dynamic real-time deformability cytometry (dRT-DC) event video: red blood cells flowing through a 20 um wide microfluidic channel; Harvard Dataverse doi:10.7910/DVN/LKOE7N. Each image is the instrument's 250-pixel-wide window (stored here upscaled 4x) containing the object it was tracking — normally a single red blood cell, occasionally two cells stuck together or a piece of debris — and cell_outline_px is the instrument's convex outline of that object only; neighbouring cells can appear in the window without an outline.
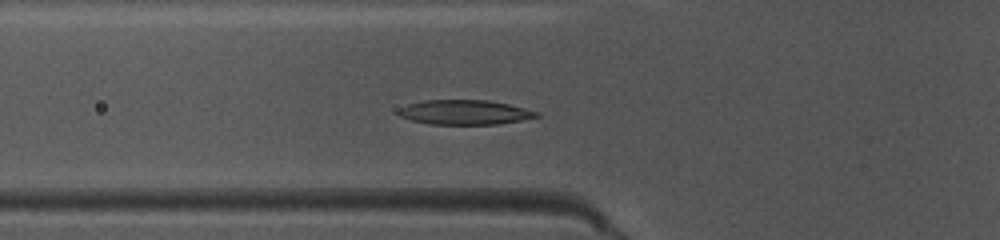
{"species": "common noctule bat (a hibernating species)", "species_latin": "Nyctalus noctula", "temperature_condition": "warm", "stored_images_in_passage": 36, "camera_frame_rate_fps": 3000, "um_per_image_px": 0.085, "animal": {"sex": "female", "body_mass_g": 10.0, "forearm_length_mm": 53.1}, "frame": {"image": 1, "passage_image": 3, "time_ms": 0.667, "image_size_px": [1000, 240], "cell_outline_px": [[540, 116], [520, 120], [496, 124], [428, 124], [412, 120], [400, 116], [396, 112], [400, 108], [408, 104], [424, 100], [488, 100], [508, 104], [540, 112]], "centroid_in_image_um": [39.49, 9.54], "position_along_channel_um": 86.3, "area_um2": 19.71}}
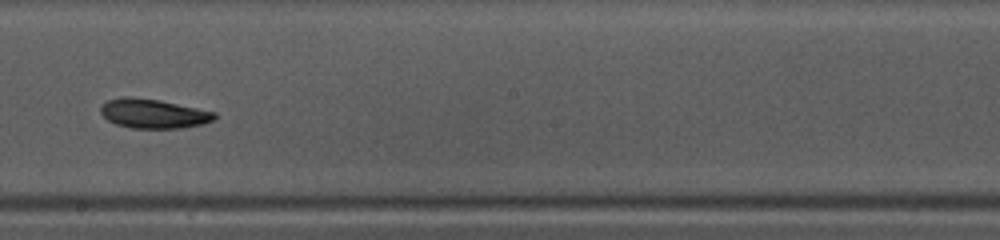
{"frame": {"image": 2, "passage_image": 14, "time_ms": 4.333, "image_size_px": [1000, 240], "cell_outline_px": [[216, 116], [212, 120], [204, 124], [180, 128], [132, 128], [116, 124], [108, 120], [100, 112], [100, 108], [108, 100], [124, 96], [128, 96], [160, 100], [216, 112]], "centroid_in_image_um": [13.04, 9.65], "position_along_channel_um": 235.2, "area_um2": 19.36}}
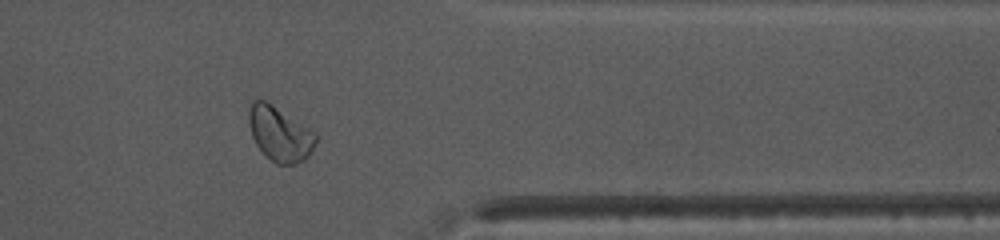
{"frame": {"image": 3, "passage_image": 26, "time_ms": 8.333, "image_size_px": [1000, 240], "cell_outline_px": [[316, 144], [312, 152], [304, 160], [296, 164], [276, 164], [256, 144], [252, 136], [248, 124], [248, 112], [252, 100], [264, 100], [312, 132], [316, 136]], "centroid_in_image_um": [23.75, 11.41], "position_along_channel_um": 387.7, "area_um2": 20.58}, "authors_computed_cell_mechanics": {"area_um2": 19.6231, "velocity_mm_per_s": 4.0433, "shape_relaxation_time_tau1_ms": 3.7972, "shape_relaxation_time_tau2_ms": 7.4926, "deformation_change_tau1": 0.1322, "deformation_change_tau2": 0.164}}